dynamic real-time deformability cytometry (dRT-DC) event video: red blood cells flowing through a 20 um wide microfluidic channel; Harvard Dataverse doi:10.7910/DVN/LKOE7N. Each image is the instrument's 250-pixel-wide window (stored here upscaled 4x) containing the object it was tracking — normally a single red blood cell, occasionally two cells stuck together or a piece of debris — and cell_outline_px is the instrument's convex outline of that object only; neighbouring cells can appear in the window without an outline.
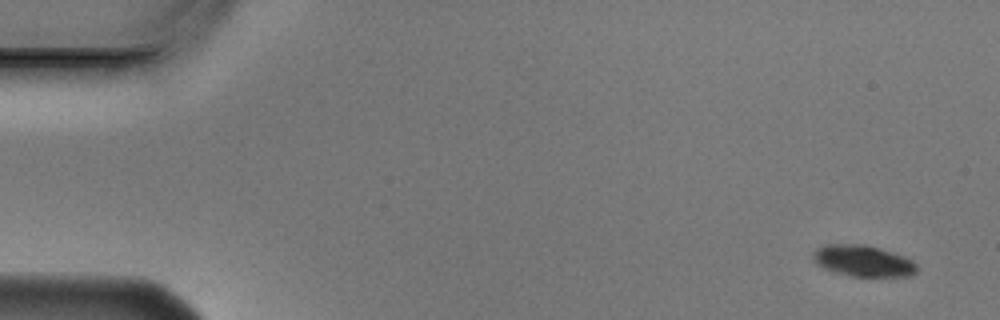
{"species": "Egyptian fruit bat (a non-hibernating species)", "species_latin": "Rousettus aegyptiacus", "temperature_condition": "cold", "stored_images_in_passage": 4, "camera_frame_rate_fps": 3000, "um_per_image_px": 0.085, "animal": {"sex": "male"}, "frame": {"image": 1, "passage_image": 1, "time_ms": 0.0, "image_size_px": [1000, 320], "cell_outline_px": [[916, 272], [908, 276], [848, 276], [832, 272], [816, 264], [812, 256], [820, 248], [828, 244], [864, 244], [880, 248], [904, 256], [912, 260], [916, 264]], "centroid_in_image_um": [73.36, 22.18], "position_along_channel_um": 11.6, "area_um2": 18.79}}